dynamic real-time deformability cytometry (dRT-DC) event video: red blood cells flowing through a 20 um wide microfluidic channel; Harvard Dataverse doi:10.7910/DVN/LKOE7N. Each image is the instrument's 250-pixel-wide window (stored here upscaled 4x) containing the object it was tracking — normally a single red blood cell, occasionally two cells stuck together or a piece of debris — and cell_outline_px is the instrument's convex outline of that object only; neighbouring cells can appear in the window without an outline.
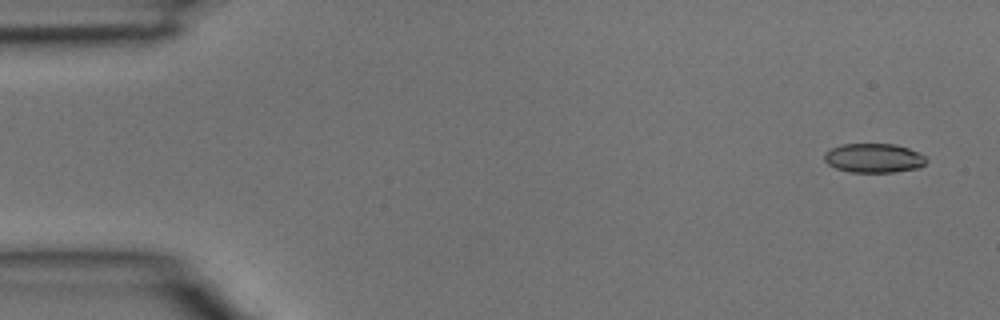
{"species": "common noctule bat (a hibernating species)", "species_latin": "Nyctalus noctula", "temperature_condition": "room temperature", "stored_images_in_passage": 4, "camera_frame_rate_fps": 3000, "um_per_image_px": 0.085, "animal": {"sex": "male", "body_mass_g": 15.6}, "frame": {"image": 1, "passage_image": 1, "time_ms": 0.0, "image_size_px": [1000, 320], "cell_outline_px": [[928, 160], [920, 168], [896, 172], [852, 172], [836, 168], [828, 164], [824, 160], [824, 152], [840, 144], [896, 144], [920, 152]], "centroid_in_image_um": [74.29, 13.43], "position_along_channel_um": 10.7, "area_um2": 17.51}}
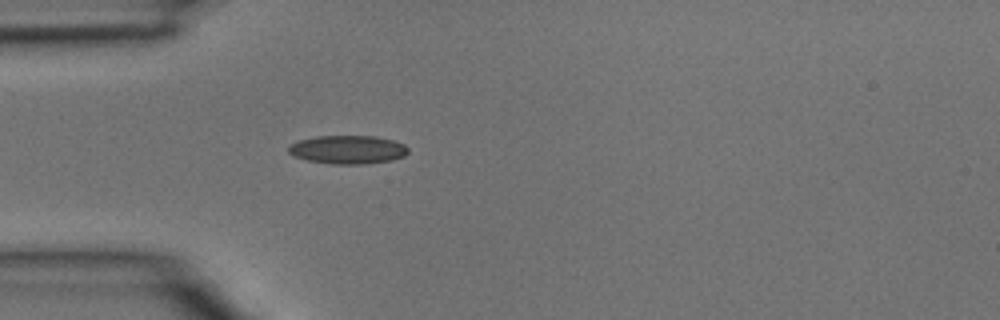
{"frame": {"image": 2, "passage_image": 4, "time_ms": 1.0, "image_size_px": [1000, 320], "cell_outline_px": [[408, 152], [404, 156], [392, 160], [364, 164], [332, 164], [308, 160], [296, 156], [288, 152], [288, 148], [292, 144], [300, 140], [316, 136], [376, 136], [392, 140], [404, 144], [408, 148]], "centroid_in_image_um": [29.59, 12.71], "position_along_channel_um": 55.4, "area_um2": 19.71}}